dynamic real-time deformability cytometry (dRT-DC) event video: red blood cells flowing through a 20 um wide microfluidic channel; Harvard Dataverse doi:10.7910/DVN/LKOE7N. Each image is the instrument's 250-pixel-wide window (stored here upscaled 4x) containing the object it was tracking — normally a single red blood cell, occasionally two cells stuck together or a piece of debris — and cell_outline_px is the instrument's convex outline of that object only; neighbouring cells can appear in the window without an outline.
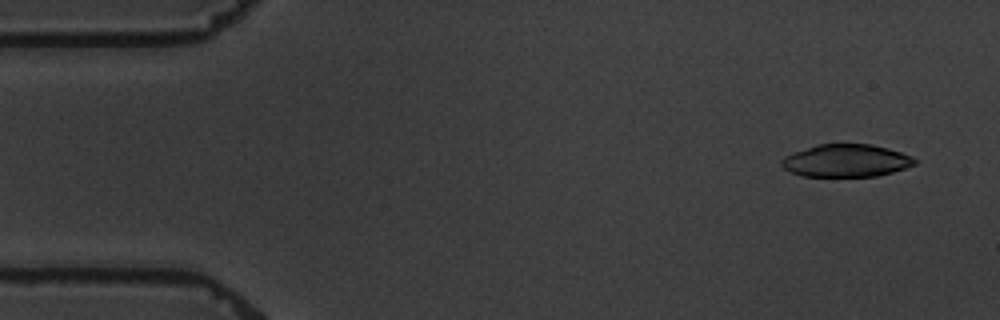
{"species": "common noctule bat (a hibernating species)", "species_latin": "Nyctalus noctula", "temperature_condition": "warm", "stored_images_in_passage": 7, "camera_frame_rate_fps": 3000, "um_per_image_px": 0.085, "animal": {"sex": "male", "body_mass_g": 19.5, "forearm_length_mm": 54.6}, "frame": {"image": 1, "passage_image": 1, "time_ms": 0.0, "image_size_px": [1000, 320], "cell_outline_px": [[916, 164], [892, 172], [876, 176], [804, 176], [792, 172], [784, 168], [780, 164], [780, 160], [784, 156], [816, 144], [872, 144], [888, 148], [912, 156], [916, 160]], "centroid_in_image_um": [71.91, 13.65], "position_along_channel_um": 13.1, "area_um2": 25.2}}
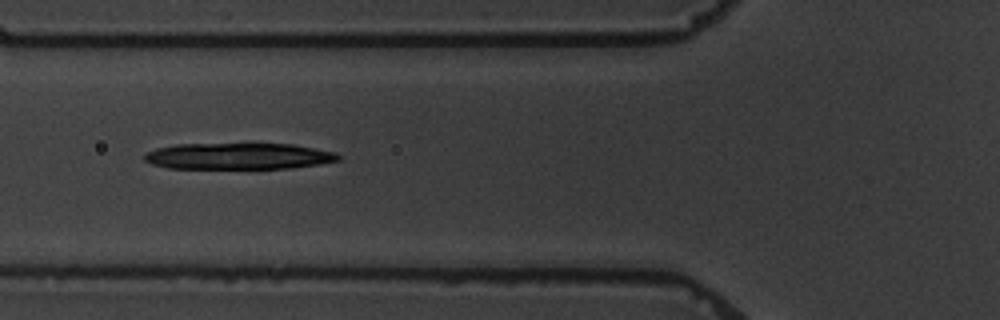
{"frame": {"image": 2, "passage_image": 6, "time_ms": 5.667, "image_size_px": [1000, 320], "cell_outline_px": [[340, 160], [320, 164], [292, 168], [168, 168], [152, 164], [144, 160], [144, 152], [156, 148], [176, 144], [248, 140], [252, 140], [292, 144], [336, 152], [340, 156]], "centroid_in_image_um": [20.26, 13.21], "position_along_channel_um": 105.5, "area_um2": 31.5}}
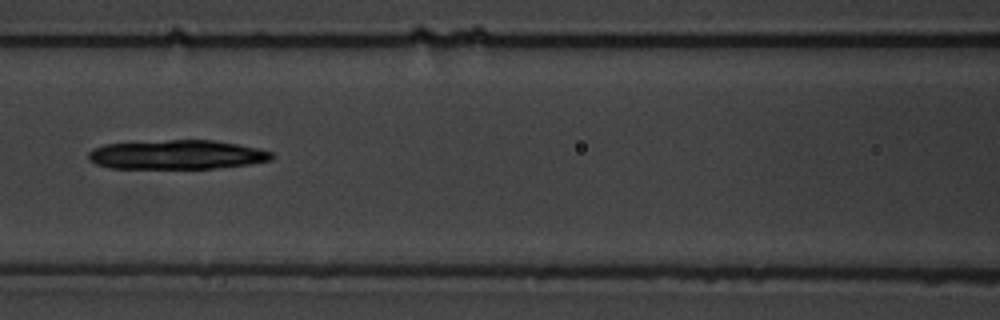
{"frame": {"image": 3, "passage_image": 7, "time_ms": 7.0, "image_size_px": [1000, 320], "cell_outline_px": [[276, 156], [272, 160], [248, 164], [216, 168], [108, 168], [96, 164], [88, 160], [88, 152], [92, 148], [104, 144], [168, 140], [212, 140], [260, 148], [272, 152]], "centroid_in_image_um": [15.03, 13.15], "position_along_channel_um": 151.6, "area_um2": 31.33}}